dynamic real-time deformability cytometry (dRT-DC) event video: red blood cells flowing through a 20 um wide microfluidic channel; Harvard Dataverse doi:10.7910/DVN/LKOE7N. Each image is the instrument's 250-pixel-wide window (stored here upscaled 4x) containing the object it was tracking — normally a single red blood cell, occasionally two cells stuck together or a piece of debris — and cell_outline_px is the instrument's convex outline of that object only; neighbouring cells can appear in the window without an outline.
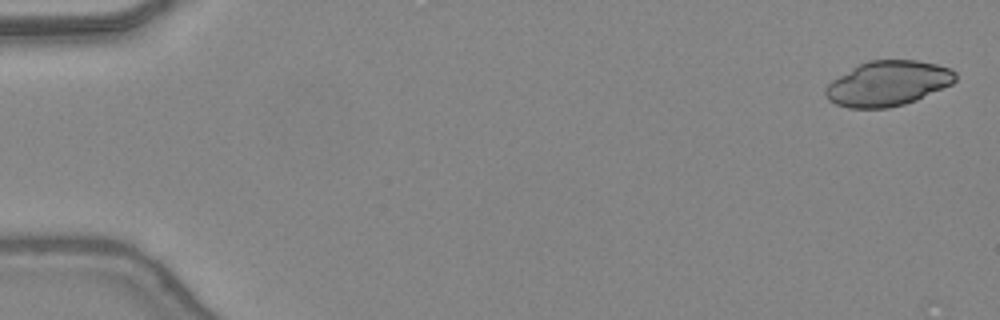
{"species": "common noctule bat (a hibernating species)", "species_latin": "Nyctalus noctula", "temperature_condition": "warm", "stored_images_in_passage": 12, "camera_frame_rate_fps": 3000, "um_per_image_px": 0.085, "animal": {"sex": "female", "body_mass_g": 24.6, "forearm_length_mm": 56.2}, "frame": {"image": 1, "passage_image": 2, "time_ms": 0.333, "image_size_px": [1000, 320], "cell_outline_px": [[956, 80], [952, 84], [916, 100], [904, 104], [888, 108], [848, 108], [836, 104], [828, 100], [824, 92], [824, 88], [832, 80], [852, 68], [868, 60], [916, 60], [936, 64], [948, 68], [956, 72]], "centroid_in_image_um": [75.45, 7.1], "position_along_channel_um": 9.5, "area_um2": 33.99}}